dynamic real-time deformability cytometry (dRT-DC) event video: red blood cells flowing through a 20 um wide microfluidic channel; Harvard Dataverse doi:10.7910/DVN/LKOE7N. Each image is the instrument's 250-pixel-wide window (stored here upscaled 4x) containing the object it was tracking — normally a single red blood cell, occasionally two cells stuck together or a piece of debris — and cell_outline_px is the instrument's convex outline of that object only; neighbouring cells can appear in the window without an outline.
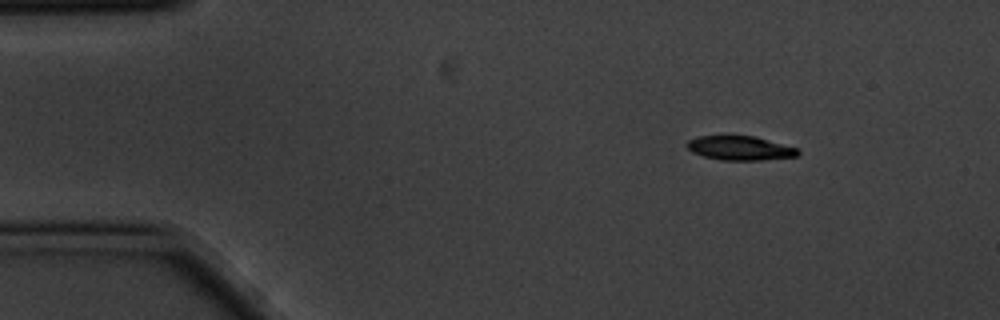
{"species": "common noctule bat (a hibernating species)", "species_latin": "Nyctalus noctula", "temperature_condition": "cold", "stored_images_in_passage": 8, "camera_frame_rate_fps": 3000, "um_per_image_px": 0.085, "animal": {"sex": "male", "body_mass_g": 20.1, "forearm_length_mm": 53.5}, "frame": {"image": 1, "passage_image": 1, "time_ms": 0.0, "image_size_px": [1000, 320], "cell_outline_px": [[800, 152], [796, 156], [764, 160], [720, 160], [704, 156], [692, 152], [684, 144], [688, 140], [700, 136], [756, 136], [796, 148]], "centroid_in_image_um": [62.87, 12.59], "position_along_channel_um": 22.1, "area_um2": 15.55}}
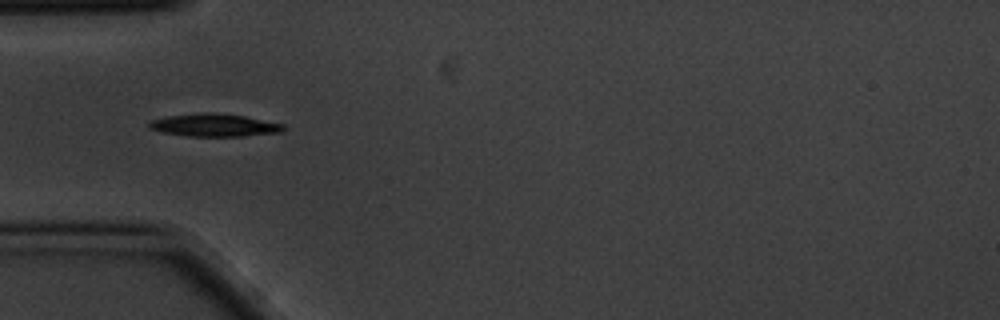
{"frame": {"image": 2, "passage_image": 4, "time_ms": 1.0, "image_size_px": [1000, 320], "cell_outline_px": [[284, 128], [280, 132], [240, 136], [188, 136], [164, 132], [148, 128], [148, 124], [152, 120], [168, 116], [200, 112], [216, 112], [244, 116], [284, 124]], "centroid_in_image_um": [18.2, 10.62], "position_along_channel_um": 66.8, "area_um2": 17.63}}